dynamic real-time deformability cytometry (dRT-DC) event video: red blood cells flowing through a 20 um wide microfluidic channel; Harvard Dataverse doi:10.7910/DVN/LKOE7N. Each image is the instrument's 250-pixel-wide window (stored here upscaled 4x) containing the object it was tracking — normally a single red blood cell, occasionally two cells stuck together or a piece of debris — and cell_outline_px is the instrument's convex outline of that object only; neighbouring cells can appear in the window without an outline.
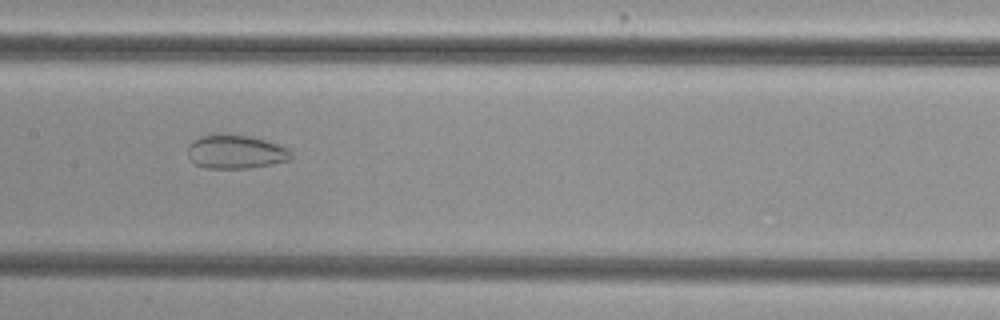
{"species": "common noctule bat (a hibernating species)", "species_latin": "Nyctalus noctula", "temperature_condition": "cold", "stored_images_in_passage": 46, "camera_frame_rate_fps": 3000, "um_per_image_px": 0.085, "animal": {"sex": "female", "body_mass_g": 29.2, "forearm_length_mm": 56.3}, "frame": {"image": 1, "passage_image": 20, "time_ms": 6.333, "image_size_px": [1000, 320], "cell_outline_px": [[292, 160], [272, 164], [248, 168], [208, 168], [196, 164], [188, 156], [188, 144], [200, 136], [220, 132], [252, 136], [288, 148], [292, 152]], "centroid_in_image_um": [20.04, 12.88], "position_along_channel_um": 187.4, "area_um2": 20.63}}
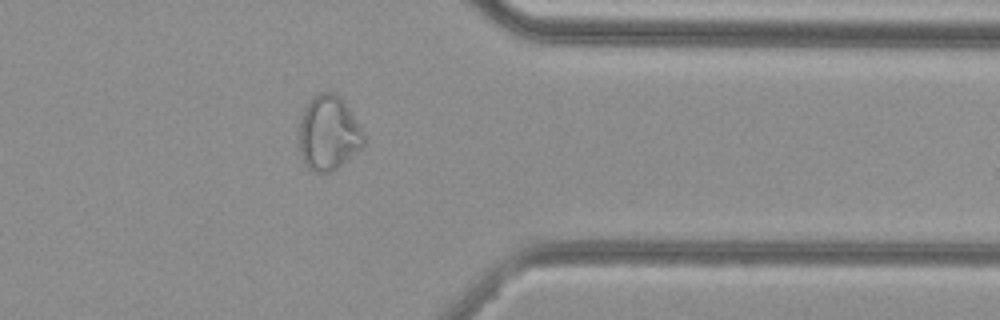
{"frame": {"image": 2, "passage_image": 36, "time_ms": 11.667, "image_size_px": [1000, 320], "cell_outline_px": [[364, 148], [332, 172], [312, 172], [304, 164], [300, 152], [300, 120], [304, 108], [320, 92], [332, 92], [340, 96], [364, 132]], "centroid_in_image_um": [27.95, 11.36], "position_along_channel_um": 383.5, "area_um2": 28.09}}
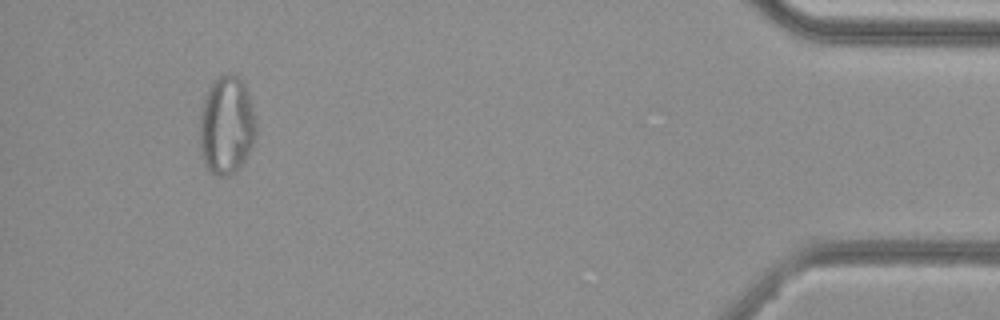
{"frame": {"image": 3, "passage_image": 43, "time_ms": 14.0, "image_size_px": [1000, 320], "cell_outline_px": [[256, 136], [252, 148], [240, 168], [236, 172], [228, 176], [220, 176], [212, 172], [204, 164], [200, 148], [200, 112], [208, 88], [216, 76], [228, 72], [232, 72], [244, 84], [248, 92], [252, 104], [256, 124]], "centroid_in_image_um": [19.27, 10.65], "position_along_channel_um": 415.9, "area_um2": 32.77}, "authors_computed_cell_mechanics": {"area_um2": 27.9174, "velocity_mm_per_s": 3.8555, "shape_relaxation_time_tau1_ms": null, "shape_relaxation_time_tau2_ms": 1.7084, "deformation_change_tau1": null, "deformation_change_tau2": 0.0632}}